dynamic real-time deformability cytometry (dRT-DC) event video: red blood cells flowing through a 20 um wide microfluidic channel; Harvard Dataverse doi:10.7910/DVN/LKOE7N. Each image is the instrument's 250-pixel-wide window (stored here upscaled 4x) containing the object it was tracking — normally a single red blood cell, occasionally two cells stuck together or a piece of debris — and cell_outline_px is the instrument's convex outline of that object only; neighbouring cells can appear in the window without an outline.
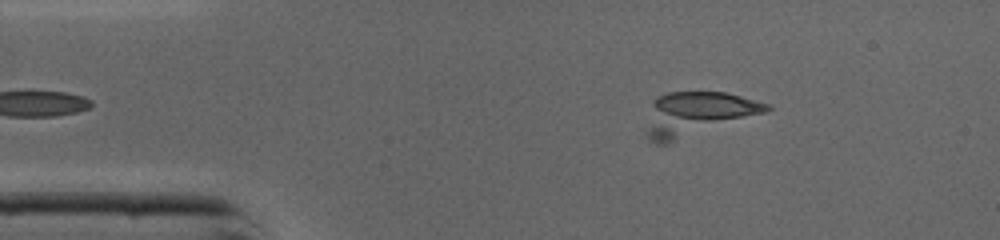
{"species": "common noctule bat (a hibernating species)", "species_latin": "Nyctalus noctula", "temperature_condition": "cold", "stored_images_in_passage": 10, "camera_frame_rate_fps": 3000, "um_per_image_px": 0.085, "animal": {"sex": "male", "body_mass_g": 19.0, "forearm_length_mm": 50.8}, "frame": {"image": 1, "passage_image": 10, "time_ms": 3.0, "image_size_px": [1000, 240], "cell_outline_px": [[772, 108], [764, 112], [664, 144], [656, 144], [648, 140], [648, 128], [652, 100], [656, 96], [668, 92], [724, 92], [740, 96], [768, 104]], "centroid_in_image_um": [59.22, 9.65], "position_along_channel_um": 25.8, "area_um2": 29.71}}